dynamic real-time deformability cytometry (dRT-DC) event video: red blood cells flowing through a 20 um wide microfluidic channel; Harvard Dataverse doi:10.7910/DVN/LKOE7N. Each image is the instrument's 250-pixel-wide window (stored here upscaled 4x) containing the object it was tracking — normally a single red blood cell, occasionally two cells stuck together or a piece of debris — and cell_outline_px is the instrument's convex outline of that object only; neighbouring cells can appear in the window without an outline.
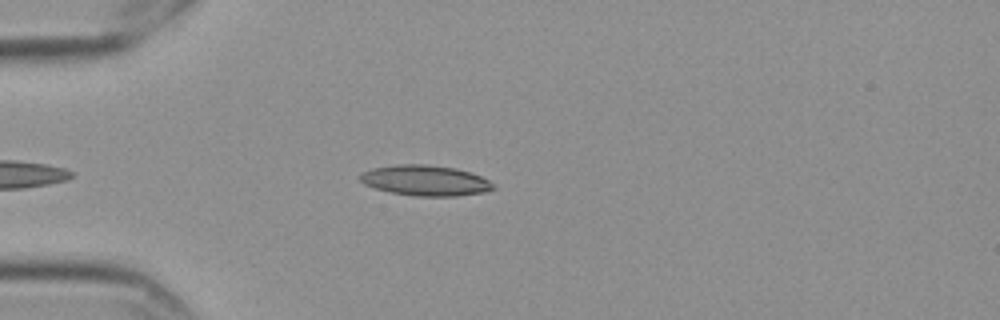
{"species": "Egyptian fruit bat (a non-hibernating species)", "species_latin": "Rousettus aegyptiacus", "temperature_condition": "cold", "stored_images_in_passage": 43, "camera_frame_rate_fps": 3000, "um_per_image_px": 0.085, "frame": {"image": 1, "passage_image": 5, "time_ms": 1.333, "image_size_px": [1000, 320], "cell_outline_px": [[496, 188], [484, 192], [456, 196], [416, 196], [392, 192], [376, 188], [364, 184], [360, 180], [360, 172], [372, 168], [396, 164], [428, 164], [456, 168], [472, 172], [488, 180]], "centroid_in_image_um": [36.15, 15.33], "position_along_channel_um": 48.9, "area_um2": 23.7}}
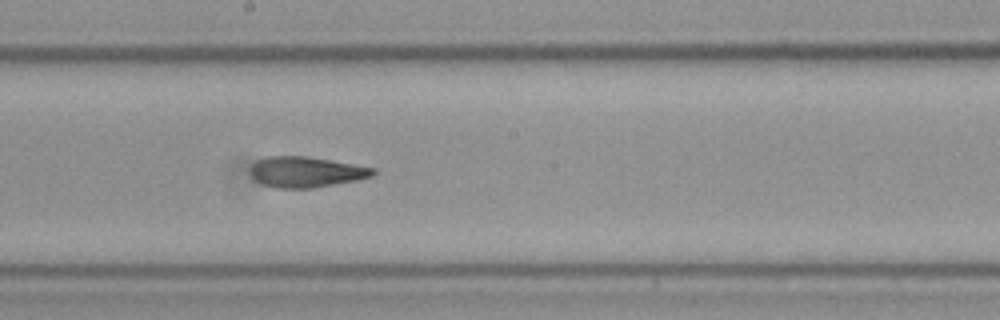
{"frame": {"image": 2, "passage_image": 21, "time_ms": 6.667, "image_size_px": [1000, 320], "cell_outline_px": [[376, 172], [372, 176], [356, 180], [312, 188], [276, 188], [264, 184], [256, 180], [252, 176], [252, 164], [256, 160], [268, 156], [308, 156], [376, 168]], "centroid_in_image_um": [26.03, 14.61], "position_along_channel_um": 222.2, "area_um2": 21.73}}
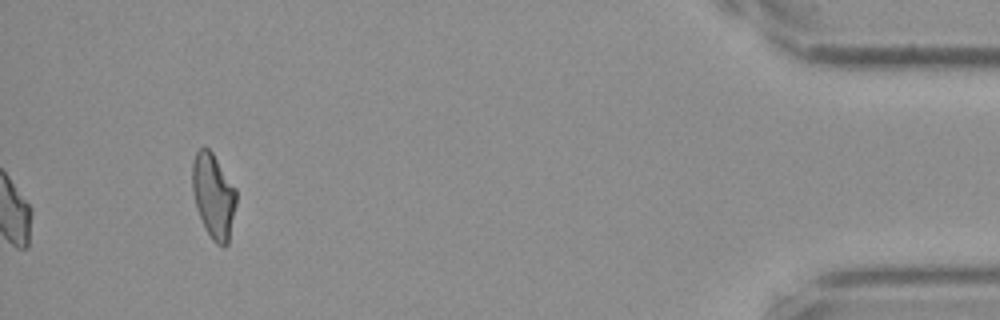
{"frame": {"image": 3, "passage_image": 43, "time_ms": 14.0, "image_size_px": [1000, 320], "cell_outline_px": [[236, 204], [228, 244], [216, 244], [212, 240], [204, 228], [196, 208], [192, 192], [192, 160], [196, 152], [200, 148], [208, 148], [212, 152], [236, 188]], "centroid_in_image_um": [18.13, 16.64], "position_along_channel_um": 417.1, "area_um2": 21.79}, "authors_computed_cell_mechanics": {"area_um2": 22.1952, "velocity_mm_per_s": 3.5587, "shape_relaxation_time_tau1_ms": null, "shape_relaxation_time_tau2_ms": 3.302, "deformation_change_tau1": null, "deformation_change_tau2": 0.1162}}